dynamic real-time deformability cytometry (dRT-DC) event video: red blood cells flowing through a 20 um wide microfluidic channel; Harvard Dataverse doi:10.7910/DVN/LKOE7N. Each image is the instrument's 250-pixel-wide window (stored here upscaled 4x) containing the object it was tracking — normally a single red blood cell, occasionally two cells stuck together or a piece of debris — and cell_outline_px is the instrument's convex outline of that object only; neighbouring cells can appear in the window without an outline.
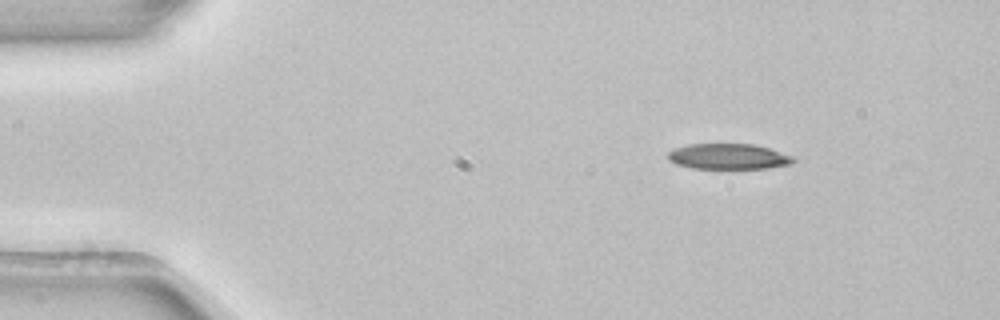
{"species": "common noctule bat (a hibernating species)", "species_latin": "Nyctalus noctula", "temperature_condition": "room temperature", "stored_images_in_passage": 3, "camera_frame_rate_fps": 3000, "um_per_image_px": 0.085, "animal": {"sex": "female", "body_mass_g": 22.7, "forearm_length_mm": 54.2}, "frame": {"image": 1, "passage_image": 1, "time_ms": 0.0, "image_size_px": [1000, 320], "cell_outline_px": [[796, 160], [788, 164], [768, 168], [692, 168], [676, 164], [668, 160], [668, 152], [676, 148], [688, 144], [756, 144], [792, 156]], "centroid_in_image_um": [61.89, 13.3], "position_along_channel_um": 23.1, "area_um2": 18.5}}
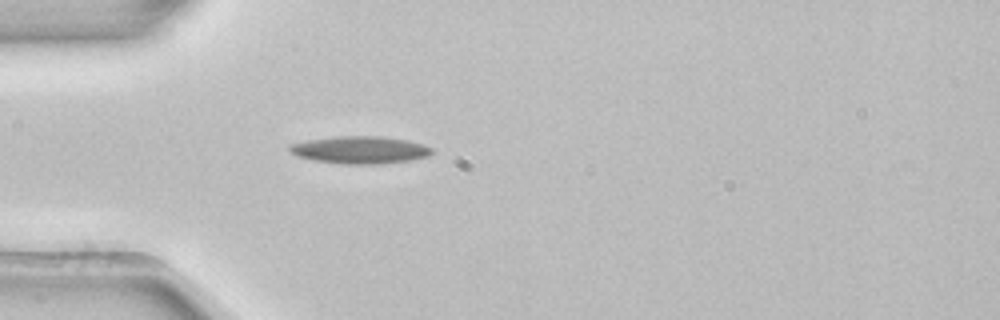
{"frame": {"image": 2, "passage_image": 3, "time_ms": 0.667, "image_size_px": [1000, 320], "cell_outline_px": [[432, 152], [428, 156], [408, 160], [380, 164], [340, 164], [312, 160], [296, 156], [288, 148], [288, 144], [308, 140], [336, 136], [384, 136], [408, 140], [432, 148]], "centroid_in_image_um": [30.55, 12.74], "position_along_channel_um": 54.4, "area_um2": 22.77}}